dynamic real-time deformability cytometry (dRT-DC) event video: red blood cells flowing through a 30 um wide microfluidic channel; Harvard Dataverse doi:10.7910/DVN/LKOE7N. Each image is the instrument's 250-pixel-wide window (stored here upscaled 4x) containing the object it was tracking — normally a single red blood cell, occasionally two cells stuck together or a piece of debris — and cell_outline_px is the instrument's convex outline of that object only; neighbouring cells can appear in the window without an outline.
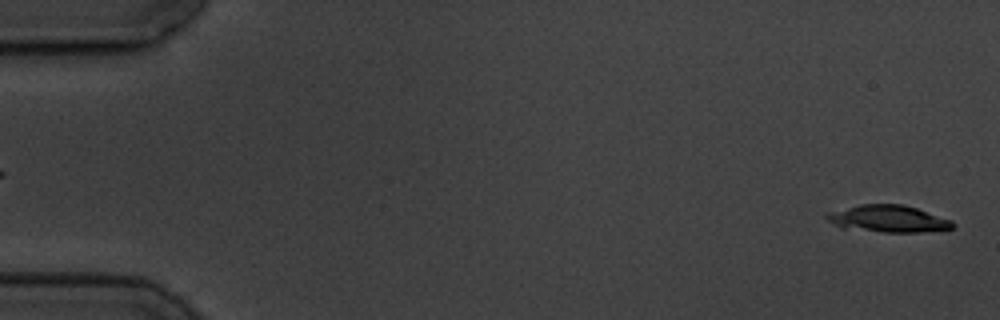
{"species": "common noctule bat (a hibernating species)", "species_latin": "Nyctalus noctula", "temperature_condition": "cold", "stored_images_in_passage": 5, "camera_frame_rate_fps": 3000, "um_per_image_px": 0.085, "animal": {"sex": "male", "body_mass_g": 19.5, "forearm_length_mm": 54.6}, "frame": {"image": 1, "passage_image": 5, "time_ms": 4.667, "image_size_px": [1000, 320], "cell_outline_px": [[956, 224], [952, 228], [920, 232], [884, 232], [840, 228], [828, 220], [824, 216], [824, 212], [860, 204], [904, 204], [952, 220]], "centroid_in_image_um": [75.43, 18.59], "position_along_channel_um": 9.6, "area_um2": 20.0}}